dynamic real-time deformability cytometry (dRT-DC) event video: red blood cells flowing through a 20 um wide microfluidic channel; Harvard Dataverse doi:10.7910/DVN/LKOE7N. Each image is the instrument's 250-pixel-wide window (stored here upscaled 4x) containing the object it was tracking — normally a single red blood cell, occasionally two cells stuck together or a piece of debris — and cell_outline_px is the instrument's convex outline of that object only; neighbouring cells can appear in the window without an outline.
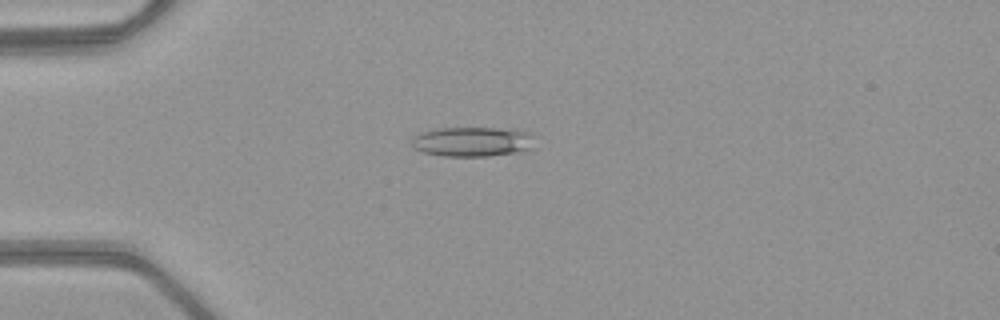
{"species": "common noctule bat (a hibernating species)", "species_latin": "Nyctalus noctula", "temperature_condition": "warm", "stored_images_in_passage": 40, "camera_frame_rate_fps": 3000, "um_per_image_px": 0.085, "animal": {"sex": "female", "body_mass_g": 21.9}, "frame": {"image": 1, "passage_image": 3, "time_ms": 0.667, "image_size_px": [1000, 320], "cell_outline_px": [[536, 148], [516, 152], [488, 156], [444, 156], [424, 152], [412, 148], [412, 136], [424, 132], [440, 128], [496, 128], [528, 132], [532, 136]], "centroid_in_image_um": [40.16, 12.05], "position_along_channel_um": 44.8, "area_um2": 21.21}}
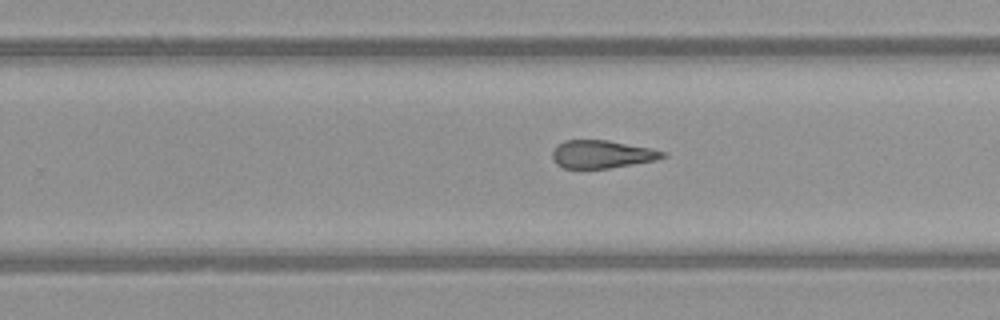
{"frame": {"image": 2, "passage_image": 22, "time_ms": 7.0, "image_size_px": [1000, 320], "cell_outline_px": [[668, 156], [656, 160], [608, 168], [564, 168], [556, 164], [552, 160], [552, 152], [556, 144], [564, 140], [608, 140], [652, 148], [668, 152]], "centroid_in_image_um": [51.17, 13.1], "position_along_channel_um": 278.6, "area_um2": 18.15}}
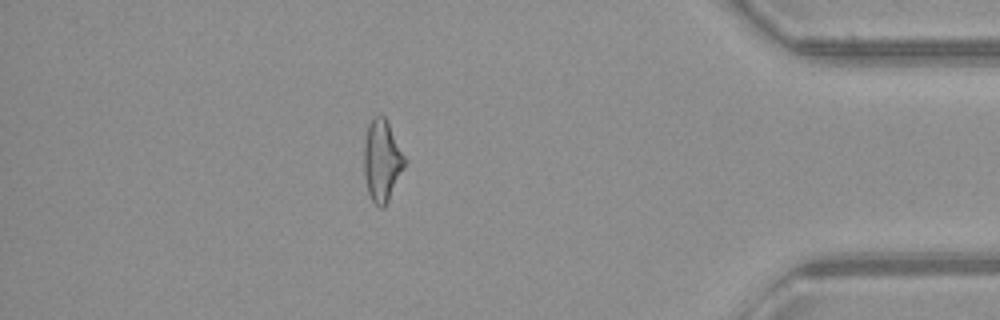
{"frame": {"image": 3, "passage_image": 34, "time_ms": 11.0, "image_size_px": [1000, 320], "cell_outline_px": [[408, 160], [384, 208], [380, 208], [372, 200], [368, 192], [364, 176], [364, 140], [368, 124], [372, 116], [380, 112], [388, 120]], "centroid_in_image_um": [32.48, 13.57], "position_along_channel_um": 402.7, "area_um2": 19.88}, "authors_computed_cell_mechanics": {"area_um2": 19.5653, "velocity_mm_per_s": 4.0754, "shape_relaxation_time_tau1_ms": null, "shape_relaxation_time_tau2_ms": 2.5292, "deformation_change_tau1": null, "deformation_change_tau2": 0.1313}}